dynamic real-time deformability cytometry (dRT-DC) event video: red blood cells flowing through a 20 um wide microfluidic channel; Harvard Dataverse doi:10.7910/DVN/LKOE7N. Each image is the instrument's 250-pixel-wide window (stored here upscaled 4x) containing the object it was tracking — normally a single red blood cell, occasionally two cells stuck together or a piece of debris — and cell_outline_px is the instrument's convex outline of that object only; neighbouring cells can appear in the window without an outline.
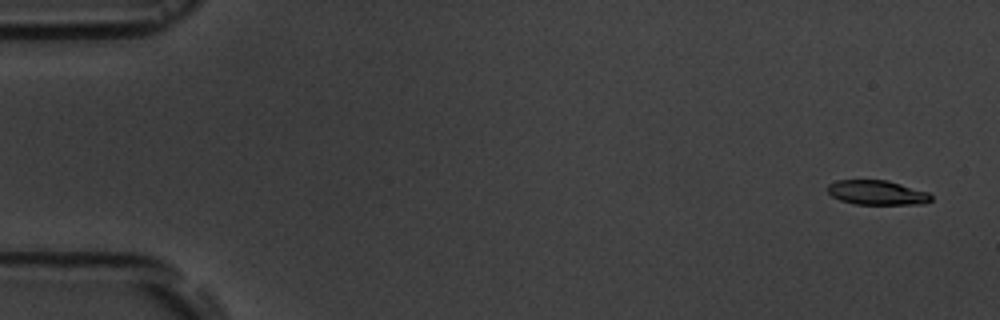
{"species": "common noctule bat (a hibernating species)", "species_latin": "Nyctalus noctula", "temperature_condition": "room temperature", "stored_images_in_passage": 5, "camera_frame_rate_fps": 3000, "um_per_image_px": 0.085, "animal": {"sex": "male", "body_mass_g": 19.5, "forearm_length_mm": 54.6}, "frame": {"image": 1, "passage_image": 1, "time_ms": 0.0, "image_size_px": [1000, 320], "cell_outline_px": [[932, 200], [924, 204], [856, 204], [840, 200], [832, 196], [828, 192], [828, 184], [836, 180], [888, 180], [928, 192], [932, 196]], "centroid_in_image_um": [74.56, 16.37], "position_along_channel_um": 10.4, "area_um2": 14.8}}
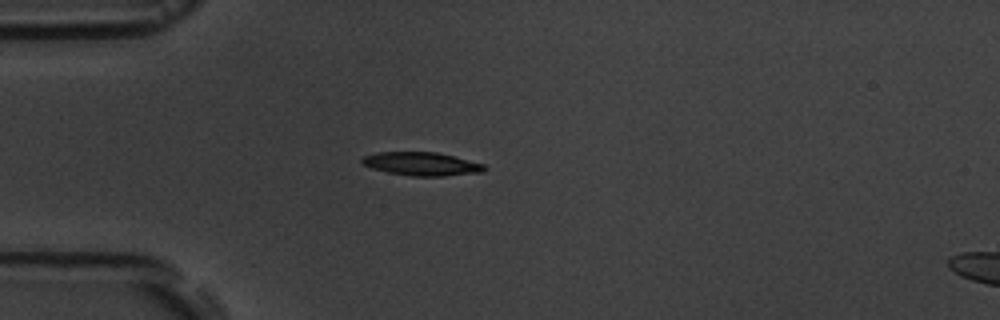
{"frame": {"image": 2, "passage_image": 5, "time_ms": 4.333, "image_size_px": [1000, 320], "cell_outline_px": [[488, 168], [484, 172], [444, 176], [412, 176], [388, 172], [372, 168], [360, 164], [360, 160], [364, 156], [376, 152], [436, 152], [484, 164]], "centroid_in_image_um": [35.82, 13.93], "position_along_channel_um": 49.2, "area_um2": 16.7}}